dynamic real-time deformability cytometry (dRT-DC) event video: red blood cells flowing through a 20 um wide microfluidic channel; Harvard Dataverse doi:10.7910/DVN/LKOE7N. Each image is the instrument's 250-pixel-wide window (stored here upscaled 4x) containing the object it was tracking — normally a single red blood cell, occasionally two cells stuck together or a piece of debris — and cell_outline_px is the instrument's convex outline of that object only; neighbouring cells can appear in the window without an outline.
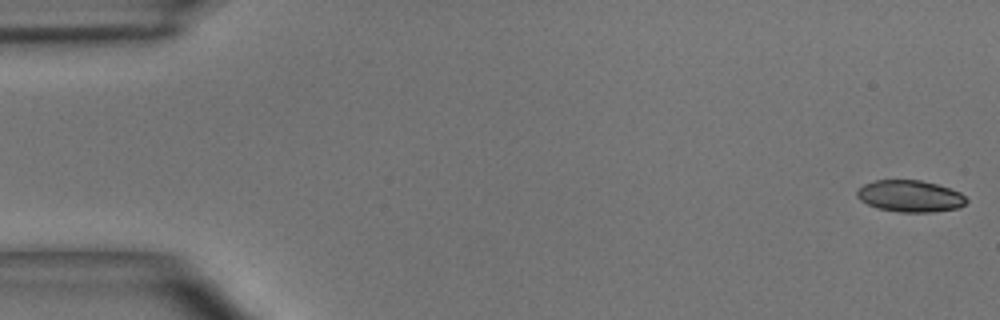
{"species": "common noctule bat (a hibernating species)", "species_latin": "Nyctalus noctula", "temperature_condition": "room temperature", "stored_images_in_passage": 45, "camera_frame_rate_fps": 3000, "um_per_image_px": 0.085, "animal": {"sex": "male", "body_mass_g": 15.6}, "frame": {"image": 1, "passage_image": 1, "time_ms": 0.0, "image_size_px": [1000, 320], "cell_outline_px": [[968, 200], [964, 204], [956, 208], [932, 212], [900, 212], [880, 208], [868, 204], [860, 200], [856, 196], [856, 188], [864, 184], [876, 180], [920, 180], [936, 184], [960, 192]], "centroid_in_image_um": [77.32, 16.66], "position_along_channel_um": 7.7, "area_um2": 20.06}}
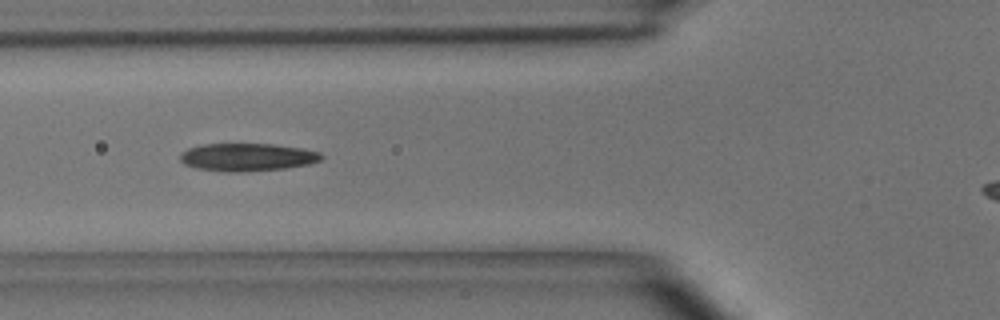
{"frame": {"image": 2, "passage_image": 18, "time_ms": 5.667, "image_size_px": [1000, 320], "cell_outline_px": [[324, 156], [320, 160], [308, 164], [284, 168], [240, 172], [224, 172], [196, 168], [184, 164], [180, 160], [180, 156], [188, 148], [204, 144], [272, 144], [304, 148], [320, 152]], "centroid_in_image_um": [21.03, 13.36], "position_along_channel_um": 104.8, "area_um2": 22.83}}
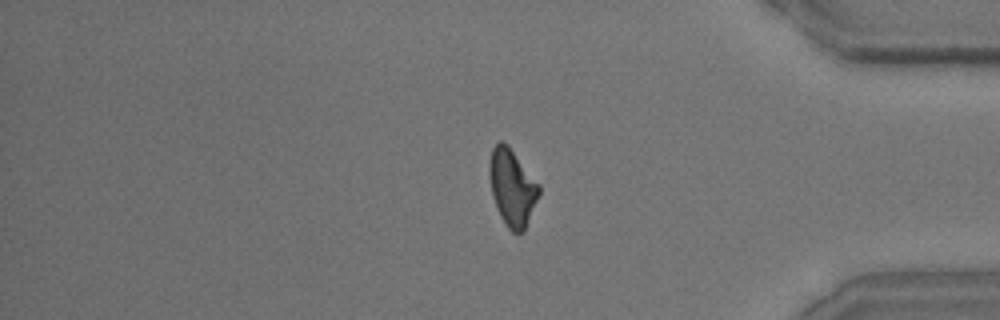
{"frame": {"image": 3, "passage_image": 41, "time_ms": 13.333, "image_size_px": [1000, 320], "cell_outline_px": [[540, 192], [524, 232], [512, 232], [508, 228], [500, 216], [492, 196], [488, 172], [488, 164], [492, 148], [500, 140], [508, 144], [540, 184]], "centroid_in_image_um": [43.53, 15.91], "position_along_channel_um": 391.7, "area_um2": 22.37}, "authors_computed_cell_mechanics": {"area_um2": 22.1952, "velocity_mm_per_s": 4.0505, "shape_relaxation_time_tau1_ms": 7.4327, "shape_relaxation_time_tau2_ms": 3.1065, "deformation_change_tau1": 0.2115, "deformation_change_tau2": 0.1131}}